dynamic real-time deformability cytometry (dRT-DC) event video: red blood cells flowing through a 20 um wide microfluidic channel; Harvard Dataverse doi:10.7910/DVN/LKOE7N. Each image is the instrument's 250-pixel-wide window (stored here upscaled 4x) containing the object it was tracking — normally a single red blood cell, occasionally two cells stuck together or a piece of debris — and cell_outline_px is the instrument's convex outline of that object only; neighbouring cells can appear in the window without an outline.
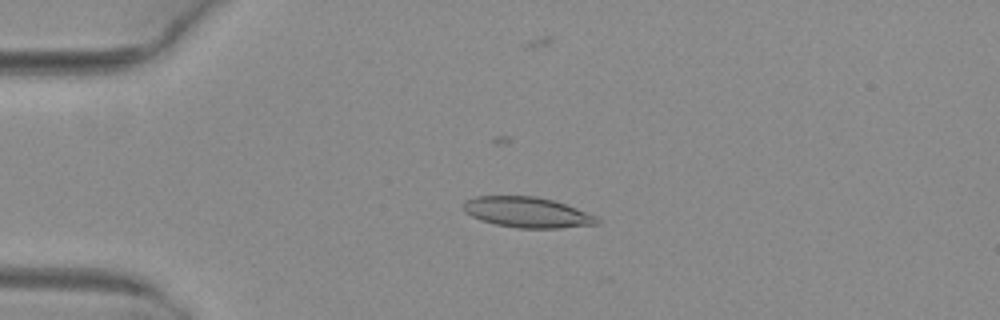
{"species": "common noctule bat (a hibernating species)", "species_latin": "Nyctalus noctula", "temperature_condition": "warm", "stored_images_in_passage": 40, "camera_frame_rate_fps": 3000, "um_per_image_px": 0.085, "animal": {"sex": "female", "body_mass_g": 29.2, "forearm_length_mm": 56.3}, "frame": {"image": 1, "passage_image": 13, "time_ms": 4.0, "image_size_px": [1000, 320], "cell_outline_px": [[600, 224], [560, 228], [516, 228], [496, 224], [480, 220], [464, 212], [464, 200], [476, 196], [536, 196], [552, 200], [576, 208], [596, 216], [600, 220]], "centroid_in_image_um": [44.81, 18.05], "position_along_channel_um": 40.2, "area_um2": 23.76}}
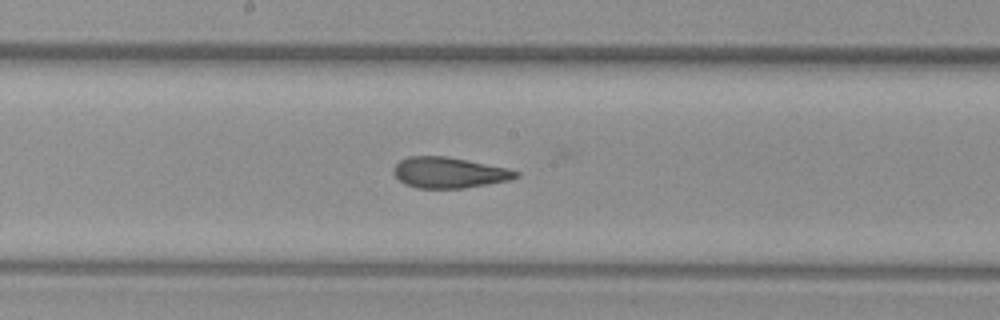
{"frame": {"image": 2, "passage_image": 28, "time_ms": 9.0, "image_size_px": [1000, 320], "cell_outline_px": [[520, 176], [512, 180], [464, 188], [416, 188], [404, 184], [392, 172], [392, 168], [400, 160], [408, 156], [448, 156], [468, 160], [504, 168], [520, 172]], "centroid_in_image_um": [38.15, 14.67], "position_along_channel_um": 210.0, "area_um2": 22.02}}
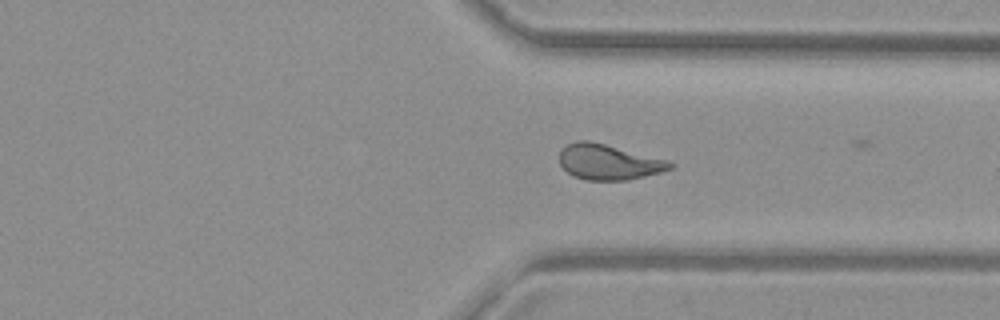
{"frame": {"image": 3, "passage_image": 39, "time_ms": 12.667, "image_size_px": [1000, 320], "cell_outline_px": [[676, 164], [672, 168], [660, 172], [628, 180], [588, 180], [572, 176], [560, 164], [560, 152], [568, 144], [580, 140], [588, 140], [668, 160]], "centroid_in_image_um": [51.74, 13.78], "position_along_channel_um": 359.7, "area_um2": 22.54}}